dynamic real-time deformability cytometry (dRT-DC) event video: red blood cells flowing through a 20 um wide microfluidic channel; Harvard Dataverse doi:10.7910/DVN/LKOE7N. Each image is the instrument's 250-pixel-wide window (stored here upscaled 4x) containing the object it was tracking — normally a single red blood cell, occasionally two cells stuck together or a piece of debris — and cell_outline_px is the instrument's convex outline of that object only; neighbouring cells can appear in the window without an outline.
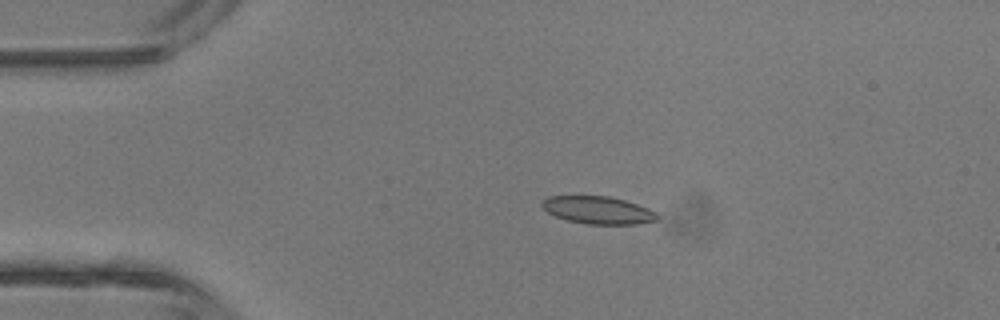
{"species": "common noctule bat (a hibernating species)", "species_latin": "Nyctalus noctula", "temperature_condition": "room temperature", "stored_images_in_passage": 3, "camera_frame_rate_fps": 3000, "um_per_image_px": 0.085, "animal": {"sex": "male", "body_mass_g": 13.3}, "frame": {"image": 1, "passage_image": 2, "time_ms": 2.333, "image_size_px": [1000, 320], "cell_outline_px": [[660, 216], [656, 220], [636, 224], [588, 224], [568, 220], [556, 216], [548, 212], [540, 204], [548, 196], [608, 196], [624, 200], [648, 208], [656, 212]], "centroid_in_image_um": [50.85, 17.86], "position_along_channel_um": 34.2, "area_um2": 18.32}}